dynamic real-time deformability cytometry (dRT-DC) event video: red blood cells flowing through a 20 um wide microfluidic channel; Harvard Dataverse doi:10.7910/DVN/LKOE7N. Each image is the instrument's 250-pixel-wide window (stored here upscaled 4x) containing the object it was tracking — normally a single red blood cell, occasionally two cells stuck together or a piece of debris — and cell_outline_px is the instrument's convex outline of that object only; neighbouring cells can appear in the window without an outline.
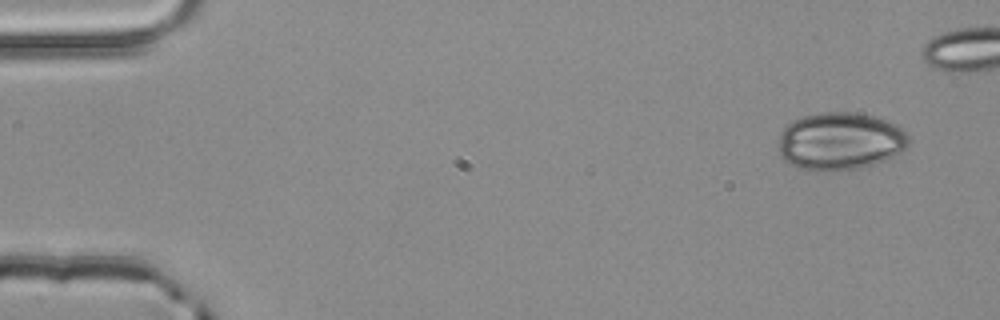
{"species": "common noctule bat (a hibernating species)", "species_latin": "Nyctalus noctula", "temperature_condition": "room temperature", "stored_images_in_passage": 5, "camera_frame_rate_fps": 3000, "um_per_image_px": 0.085, "animal": {"sex": "male", "body_mass_g": 20.4}, "frame": {"image": 1, "passage_image": 1, "time_ms": 0.0, "image_size_px": [1000, 320], "cell_outline_px": [[908, 144], [900, 152], [884, 160], [860, 168], [796, 168], [784, 160], [780, 156], [780, 132], [792, 120], [804, 116], [820, 112], [852, 112], [876, 116], [888, 120], [896, 124], [908, 136]], "centroid_in_image_um": [71.41, 11.95], "position_along_channel_um": 13.6, "area_um2": 42.95}}